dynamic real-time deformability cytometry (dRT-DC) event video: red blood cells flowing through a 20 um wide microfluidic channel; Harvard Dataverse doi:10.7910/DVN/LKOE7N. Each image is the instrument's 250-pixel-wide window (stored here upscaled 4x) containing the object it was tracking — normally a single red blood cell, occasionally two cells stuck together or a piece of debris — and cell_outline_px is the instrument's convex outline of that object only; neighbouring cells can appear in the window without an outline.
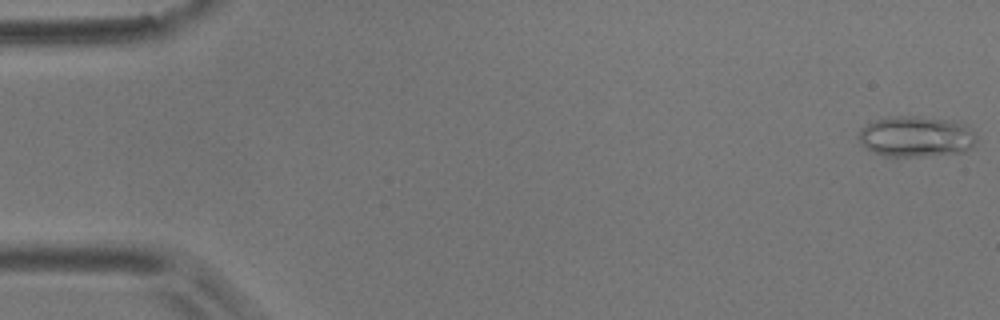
{"species": "common noctule bat (a hibernating species)", "species_latin": "Nyctalus noctula", "temperature_condition": "room temperature", "stored_images_in_passage": 8, "camera_frame_rate_fps": 3000, "um_per_image_px": 0.085, "animal": {"sex": "male", "body_mass_g": 17.9}, "frame": {"image": 1, "passage_image": 1, "time_ms": 0.0, "image_size_px": [1000, 320], "cell_outline_px": [[976, 140], [972, 148], [964, 152], [916, 156], [884, 156], [872, 152], [856, 136], [860, 128], [876, 120], [888, 116], [920, 116], [952, 120], [968, 128], [976, 136]], "centroid_in_image_um": [77.84, 11.6], "position_along_channel_um": 7.2, "area_um2": 27.86}}
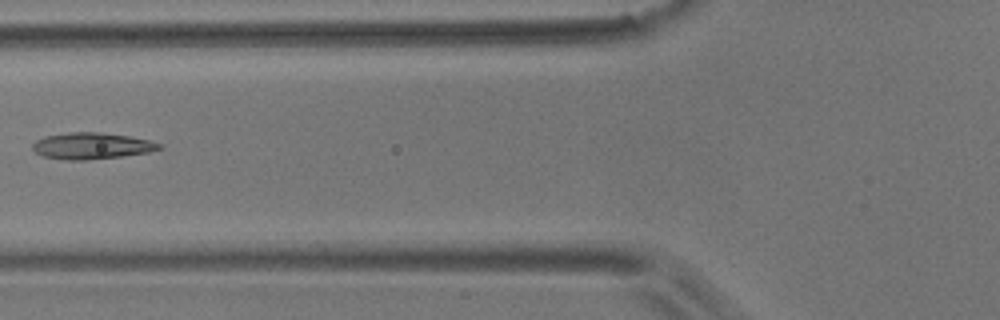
{"frame": {"image": 2, "passage_image": 7, "time_ms": 2.0, "image_size_px": [1000, 320], "cell_outline_px": [[164, 148], [148, 152], [124, 156], [88, 160], [68, 160], [44, 156], [36, 152], [32, 148], [32, 144], [36, 140], [44, 136], [68, 132], [100, 132], [128, 136], [148, 140], [164, 144]], "centroid_in_image_um": [7.82, 12.4], "position_along_channel_um": 118.0, "area_um2": 19.59}}
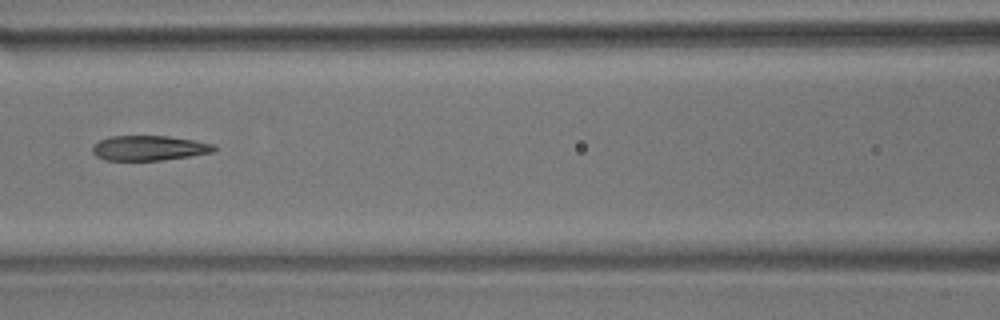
{"frame": {"image": 3, "passage_image": 8, "time_ms": 2.333, "image_size_px": [1000, 320], "cell_outline_px": [[216, 148], [212, 152], [164, 160], [104, 160], [96, 156], [92, 152], [92, 144], [108, 136], [168, 136], [196, 140], [216, 144]], "centroid_in_image_um": [12.65, 12.57], "position_along_channel_um": 153.9, "area_um2": 17.8}}